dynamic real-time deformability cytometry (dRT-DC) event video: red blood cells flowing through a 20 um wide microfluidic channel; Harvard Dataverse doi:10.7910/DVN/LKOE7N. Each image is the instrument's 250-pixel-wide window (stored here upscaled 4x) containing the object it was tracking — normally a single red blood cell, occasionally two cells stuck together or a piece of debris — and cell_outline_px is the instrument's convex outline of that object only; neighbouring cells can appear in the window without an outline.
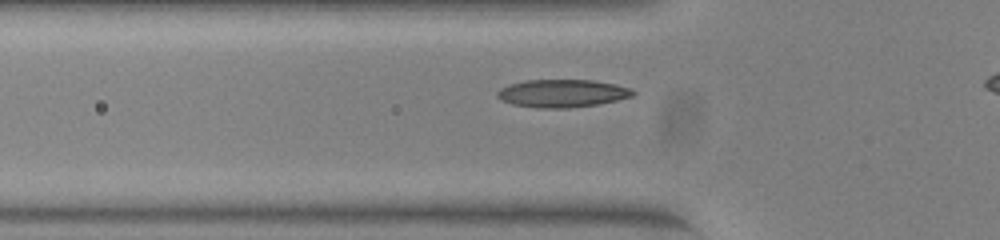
{"species": "common noctule bat (a hibernating species)", "species_latin": "Nyctalus noctula", "temperature_condition": "warm", "stored_images_in_passage": 39, "camera_frame_rate_fps": 3000, "um_per_image_px": 0.085, "animal": {"sex": "female", "body_mass_g": 23.0, "forearm_length_mm": 53.4}, "frame": {"image": 1, "passage_image": 11, "time_ms": 3.333, "image_size_px": [1000, 240], "cell_outline_px": [[636, 92], [632, 96], [600, 104], [568, 108], [536, 108], [512, 104], [500, 100], [496, 96], [496, 92], [500, 88], [508, 84], [524, 80], [592, 80], [632, 88]], "centroid_in_image_um": [47.74, 7.94], "position_along_channel_um": 78.1, "area_um2": 22.14}}
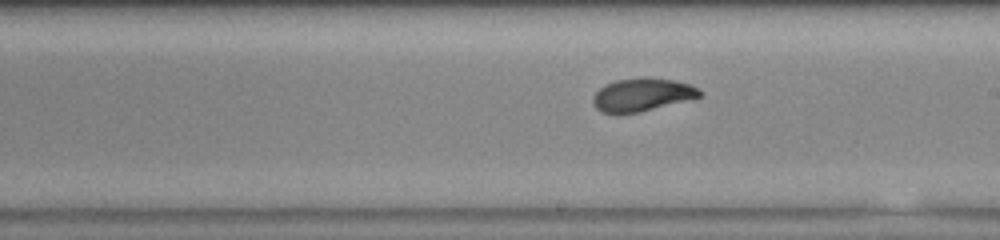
{"frame": {"image": 2, "passage_image": 23, "time_ms": 7.333, "image_size_px": [1000, 240], "cell_outline_px": [[704, 92], [700, 96], [640, 112], [600, 112], [592, 104], [592, 96], [604, 84], [616, 80], [644, 76], [672, 80], [692, 84]], "centroid_in_image_um": [54.56, 8.02], "position_along_channel_um": 234.4, "area_um2": 20.46}}
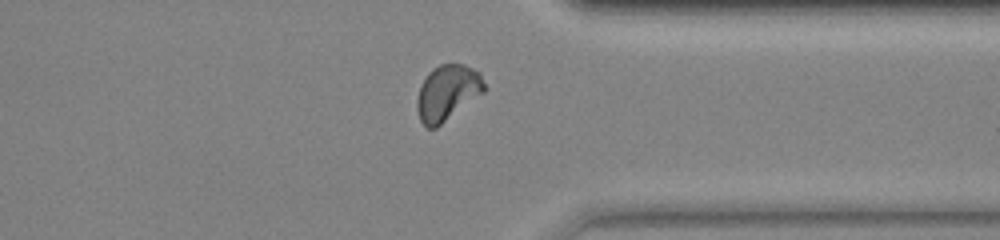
{"frame": {"image": 3, "passage_image": 34, "time_ms": 11.0, "image_size_px": [1000, 240], "cell_outline_px": [[484, 92], [436, 128], [428, 128], [420, 120], [416, 108], [416, 100], [420, 84], [428, 72], [432, 68], [440, 64], [464, 64], [480, 72], [484, 84]], "centroid_in_image_um": [38.0, 7.87], "position_along_channel_um": 373.4, "area_um2": 21.79}, "authors_computed_cell_mechanics": {"area_um2": 20.7502, "velocity_mm_per_s": 3.8984, "shape_relaxation_time_tau1_ms": 4.1825, "shape_relaxation_time_tau2_ms": 1.2487, "deformation_change_tau1": 0.1547, "deformation_change_tau2": 0.0482}}